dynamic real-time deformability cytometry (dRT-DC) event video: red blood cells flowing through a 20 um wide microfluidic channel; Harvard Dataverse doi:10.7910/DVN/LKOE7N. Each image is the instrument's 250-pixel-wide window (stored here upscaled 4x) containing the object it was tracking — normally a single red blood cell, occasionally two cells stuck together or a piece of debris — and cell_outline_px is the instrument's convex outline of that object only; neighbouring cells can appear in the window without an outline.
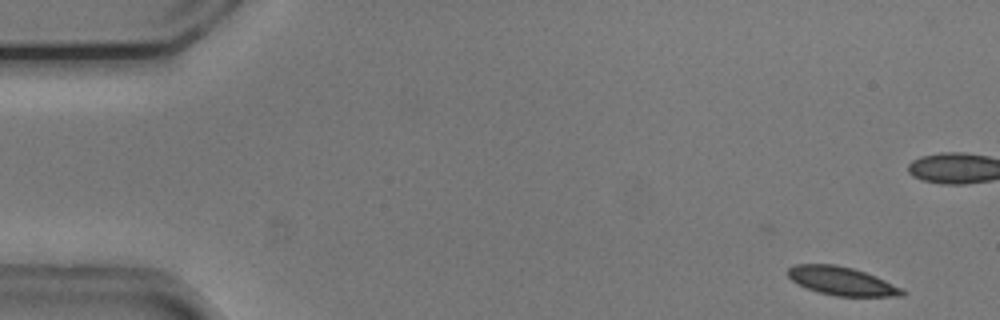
{"species": "common noctule bat (a hibernating species)", "species_latin": "Nyctalus noctula", "temperature_condition": "cold", "stored_images_in_passage": 10, "camera_frame_rate_fps": 3000, "um_per_image_px": 0.085, "animal": {"sex": "male", "body_mass_g": 20.5, "forearm_length_mm": 52.5}, "frame": {"image": 1, "passage_image": 2, "time_ms": 0.333, "image_size_px": [1000, 320], "cell_outline_px": [[908, 292], [904, 296], [836, 296], [820, 292], [796, 284], [788, 276], [788, 268], [796, 264], [836, 264], [852, 268], [876, 276]], "centroid_in_image_um": [71.54, 23.89], "position_along_channel_um": 13.5, "area_um2": 18.79}}